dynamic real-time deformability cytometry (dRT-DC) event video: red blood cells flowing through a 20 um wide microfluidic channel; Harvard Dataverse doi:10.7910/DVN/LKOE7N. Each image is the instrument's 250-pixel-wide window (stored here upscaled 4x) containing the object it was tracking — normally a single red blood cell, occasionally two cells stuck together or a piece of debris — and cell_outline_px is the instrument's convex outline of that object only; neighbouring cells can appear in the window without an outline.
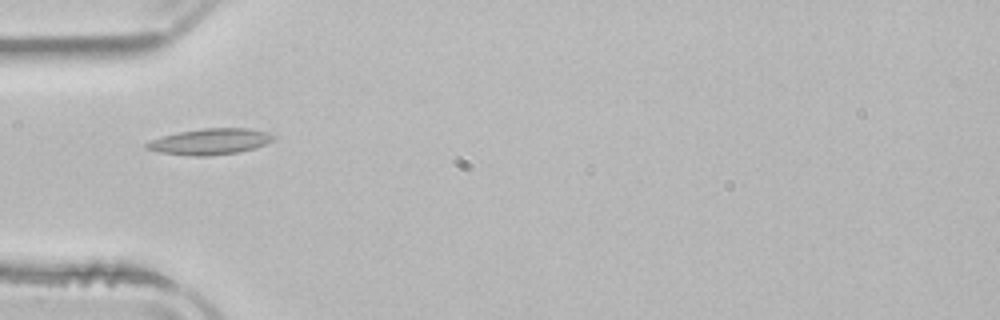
{"species": "common noctule bat (a hibernating species)", "species_latin": "Nyctalus noctula", "temperature_condition": "room temperature", "stored_images_in_passage": 4, "camera_frame_rate_fps": 3000, "um_per_image_px": 0.085, "animal": {"sex": "male", "body_mass_g": 21.5, "forearm_length_mm": 52.0}, "frame": {"image": 1, "passage_image": 4, "time_ms": 4.333, "image_size_px": [1000, 320], "cell_outline_px": [[276, 136], [272, 140], [256, 148], [240, 152], [208, 156], [192, 156], [160, 152], [144, 148], [144, 144], [152, 140], [164, 136], [180, 132], [204, 128], [248, 128], [268, 132]], "centroid_in_image_um": [17.88, 12.04], "position_along_channel_um": 67.1, "area_um2": 19.13}}